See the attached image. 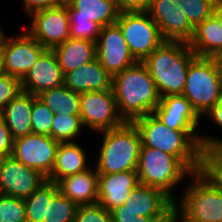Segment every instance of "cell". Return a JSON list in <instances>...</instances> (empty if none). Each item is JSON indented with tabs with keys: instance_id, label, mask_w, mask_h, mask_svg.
<instances>
[{
	"instance_id": "12",
	"label": "cell",
	"mask_w": 222,
	"mask_h": 222,
	"mask_svg": "<svg viewBox=\"0 0 222 222\" xmlns=\"http://www.w3.org/2000/svg\"><path fill=\"white\" fill-rule=\"evenodd\" d=\"M58 145L51 136L31 133L13 141L12 156L47 178L53 170Z\"/></svg>"
},
{
	"instance_id": "19",
	"label": "cell",
	"mask_w": 222,
	"mask_h": 222,
	"mask_svg": "<svg viewBox=\"0 0 222 222\" xmlns=\"http://www.w3.org/2000/svg\"><path fill=\"white\" fill-rule=\"evenodd\" d=\"M140 184L136 170L98 174V203L108 211L125 203Z\"/></svg>"
},
{
	"instance_id": "13",
	"label": "cell",
	"mask_w": 222,
	"mask_h": 222,
	"mask_svg": "<svg viewBox=\"0 0 222 222\" xmlns=\"http://www.w3.org/2000/svg\"><path fill=\"white\" fill-rule=\"evenodd\" d=\"M96 58L112 77L137 63L117 24L101 27L96 41Z\"/></svg>"
},
{
	"instance_id": "36",
	"label": "cell",
	"mask_w": 222,
	"mask_h": 222,
	"mask_svg": "<svg viewBox=\"0 0 222 222\" xmlns=\"http://www.w3.org/2000/svg\"><path fill=\"white\" fill-rule=\"evenodd\" d=\"M74 222H112V216L99 203L79 205Z\"/></svg>"
},
{
	"instance_id": "45",
	"label": "cell",
	"mask_w": 222,
	"mask_h": 222,
	"mask_svg": "<svg viewBox=\"0 0 222 222\" xmlns=\"http://www.w3.org/2000/svg\"><path fill=\"white\" fill-rule=\"evenodd\" d=\"M179 218V219H178ZM180 220V222H188L186 220H184L178 212H176L175 210H173L172 214H171V218H170V222H178Z\"/></svg>"
},
{
	"instance_id": "24",
	"label": "cell",
	"mask_w": 222,
	"mask_h": 222,
	"mask_svg": "<svg viewBox=\"0 0 222 222\" xmlns=\"http://www.w3.org/2000/svg\"><path fill=\"white\" fill-rule=\"evenodd\" d=\"M52 50L63 75L96 58V42L86 39L69 38Z\"/></svg>"
},
{
	"instance_id": "21",
	"label": "cell",
	"mask_w": 222,
	"mask_h": 222,
	"mask_svg": "<svg viewBox=\"0 0 222 222\" xmlns=\"http://www.w3.org/2000/svg\"><path fill=\"white\" fill-rule=\"evenodd\" d=\"M59 191L78 205H93L98 203V172L90 168L67 176L58 183Z\"/></svg>"
},
{
	"instance_id": "40",
	"label": "cell",
	"mask_w": 222,
	"mask_h": 222,
	"mask_svg": "<svg viewBox=\"0 0 222 222\" xmlns=\"http://www.w3.org/2000/svg\"><path fill=\"white\" fill-rule=\"evenodd\" d=\"M120 12L147 11L151 0H114Z\"/></svg>"
},
{
	"instance_id": "16",
	"label": "cell",
	"mask_w": 222,
	"mask_h": 222,
	"mask_svg": "<svg viewBox=\"0 0 222 222\" xmlns=\"http://www.w3.org/2000/svg\"><path fill=\"white\" fill-rule=\"evenodd\" d=\"M174 201L162 190L139 184L125 203L111 211H132L138 216L152 217L157 222H170Z\"/></svg>"
},
{
	"instance_id": "31",
	"label": "cell",
	"mask_w": 222,
	"mask_h": 222,
	"mask_svg": "<svg viewBox=\"0 0 222 222\" xmlns=\"http://www.w3.org/2000/svg\"><path fill=\"white\" fill-rule=\"evenodd\" d=\"M79 205L60 191L48 202L47 220L44 222H74Z\"/></svg>"
},
{
	"instance_id": "27",
	"label": "cell",
	"mask_w": 222,
	"mask_h": 222,
	"mask_svg": "<svg viewBox=\"0 0 222 222\" xmlns=\"http://www.w3.org/2000/svg\"><path fill=\"white\" fill-rule=\"evenodd\" d=\"M37 98L55 114L80 115V94L64 84L41 92Z\"/></svg>"
},
{
	"instance_id": "22",
	"label": "cell",
	"mask_w": 222,
	"mask_h": 222,
	"mask_svg": "<svg viewBox=\"0 0 222 222\" xmlns=\"http://www.w3.org/2000/svg\"><path fill=\"white\" fill-rule=\"evenodd\" d=\"M32 106L33 95L22 90L0 113L1 119L8 127L13 140L32 133Z\"/></svg>"
},
{
	"instance_id": "38",
	"label": "cell",
	"mask_w": 222,
	"mask_h": 222,
	"mask_svg": "<svg viewBox=\"0 0 222 222\" xmlns=\"http://www.w3.org/2000/svg\"><path fill=\"white\" fill-rule=\"evenodd\" d=\"M206 116L220 128L222 127V99L208 111ZM199 136L201 147L222 145V139H213V137L211 138L210 136Z\"/></svg>"
},
{
	"instance_id": "32",
	"label": "cell",
	"mask_w": 222,
	"mask_h": 222,
	"mask_svg": "<svg viewBox=\"0 0 222 222\" xmlns=\"http://www.w3.org/2000/svg\"><path fill=\"white\" fill-rule=\"evenodd\" d=\"M177 3L191 25L196 28L205 19L213 15L217 2L215 0H177Z\"/></svg>"
},
{
	"instance_id": "7",
	"label": "cell",
	"mask_w": 222,
	"mask_h": 222,
	"mask_svg": "<svg viewBox=\"0 0 222 222\" xmlns=\"http://www.w3.org/2000/svg\"><path fill=\"white\" fill-rule=\"evenodd\" d=\"M191 177L193 181L186 187L179 206L174 202V210L188 222H222V191L197 172Z\"/></svg>"
},
{
	"instance_id": "11",
	"label": "cell",
	"mask_w": 222,
	"mask_h": 222,
	"mask_svg": "<svg viewBox=\"0 0 222 222\" xmlns=\"http://www.w3.org/2000/svg\"><path fill=\"white\" fill-rule=\"evenodd\" d=\"M0 42L3 50L5 74L20 80L36 64L46 50L28 32L19 36H7L1 29Z\"/></svg>"
},
{
	"instance_id": "30",
	"label": "cell",
	"mask_w": 222,
	"mask_h": 222,
	"mask_svg": "<svg viewBox=\"0 0 222 222\" xmlns=\"http://www.w3.org/2000/svg\"><path fill=\"white\" fill-rule=\"evenodd\" d=\"M83 127L80 115H66L58 112L54 115L51 137L58 142H72Z\"/></svg>"
},
{
	"instance_id": "29",
	"label": "cell",
	"mask_w": 222,
	"mask_h": 222,
	"mask_svg": "<svg viewBox=\"0 0 222 222\" xmlns=\"http://www.w3.org/2000/svg\"><path fill=\"white\" fill-rule=\"evenodd\" d=\"M197 173L212 187L222 191V145L200 148Z\"/></svg>"
},
{
	"instance_id": "43",
	"label": "cell",
	"mask_w": 222,
	"mask_h": 222,
	"mask_svg": "<svg viewBox=\"0 0 222 222\" xmlns=\"http://www.w3.org/2000/svg\"><path fill=\"white\" fill-rule=\"evenodd\" d=\"M218 70L222 73V47L210 56Z\"/></svg>"
},
{
	"instance_id": "1",
	"label": "cell",
	"mask_w": 222,
	"mask_h": 222,
	"mask_svg": "<svg viewBox=\"0 0 222 222\" xmlns=\"http://www.w3.org/2000/svg\"><path fill=\"white\" fill-rule=\"evenodd\" d=\"M112 89L119 115L125 122L151 114L161 97L147 67L142 62L113 76Z\"/></svg>"
},
{
	"instance_id": "48",
	"label": "cell",
	"mask_w": 222,
	"mask_h": 222,
	"mask_svg": "<svg viewBox=\"0 0 222 222\" xmlns=\"http://www.w3.org/2000/svg\"><path fill=\"white\" fill-rule=\"evenodd\" d=\"M217 3H222V0H215Z\"/></svg>"
},
{
	"instance_id": "17",
	"label": "cell",
	"mask_w": 222,
	"mask_h": 222,
	"mask_svg": "<svg viewBox=\"0 0 222 222\" xmlns=\"http://www.w3.org/2000/svg\"><path fill=\"white\" fill-rule=\"evenodd\" d=\"M20 81L21 89L34 96L63 85L64 75L53 50L46 49Z\"/></svg>"
},
{
	"instance_id": "10",
	"label": "cell",
	"mask_w": 222,
	"mask_h": 222,
	"mask_svg": "<svg viewBox=\"0 0 222 222\" xmlns=\"http://www.w3.org/2000/svg\"><path fill=\"white\" fill-rule=\"evenodd\" d=\"M28 33L45 49H54L70 38L68 6L58 3L32 13Z\"/></svg>"
},
{
	"instance_id": "25",
	"label": "cell",
	"mask_w": 222,
	"mask_h": 222,
	"mask_svg": "<svg viewBox=\"0 0 222 222\" xmlns=\"http://www.w3.org/2000/svg\"><path fill=\"white\" fill-rule=\"evenodd\" d=\"M85 151L76 142H59L56 160L47 180L58 183L61 179L88 169Z\"/></svg>"
},
{
	"instance_id": "15",
	"label": "cell",
	"mask_w": 222,
	"mask_h": 222,
	"mask_svg": "<svg viewBox=\"0 0 222 222\" xmlns=\"http://www.w3.org/2000/svg\"><path fill=\"white\" fill-rule=\"evenodd\" d=\"M156 22L165 41L189 43L195 28L180 8L177 0H151L146 11Z\"/></svg>"
},
{
	"instance_id": "34",
	"label": "cell",
	"mask_w": 222,
	"mask_h": 222,
	"mask_svg": "<svg viewBox=\"0 0 222 222\" xmlns=\"http://www.w3.org/2000/svg\"><path fill=\"white\" fill-rule=\"evenodd\" d=\"M0 222H27L24 199L0 194Z\"/></svg>"
},
{
	"instance_id": "8",
	"label": "cell",
	"mask_w": 222,
	"mask_h": 222,
	"mask_svg": "<svg viewBox=\"0 0 222 222\" xmlns=\"http://www.w3.org/2000/svg\"><path fill=\"white\" fill-rule=\"evenodd\" d=\"M116 24L137 62H143L165 41L158 25L146 11L120 12Z\"/></svg>"
},
{
	"instance_id": "47",
	"label": "cell",
	"mask_w": 222,
	"mask_h": 222,
	"mask_svg": "<svg viewBox=\"0 0 222 222\" xmlns=\"http://www.w3.org/2000/svg\"><path fill=\"white\" fill-rule=\"evenodd\" d=\"M57 3L66 4L69 3L70 0H56Z\"/></svg>"
},
{
	"instance_id": "33",
	"label": "cell",
	"mask_w": 222,
	"mask_h": 222,
	"mask_svg": "<svg viewBox=\"0 0 222 222\" xmlns=\"http://www.w3.org/2000/svg\"><path fill=\"white\" fill-rule=\"evenodd\" d=\"M55 113L33 95L31 112L32 133L51 136V127Z\"/></svg>"
},
{
	"instance_id": "3",
	"label": "cell",
	"mask_w": 222,
	"mask_h": 222,
	"mask_svg": "<svg viewBox=\"0 0 222 222\" xmlns=\"http://www.w3.org/2000/svg\"><path fill=\"white\" fill-rule=\"evenodd\" d=\"M196 56L189 43L164 41L142 62L161 98L183 93L190 62Z\"/></svg>"
},
{
	"instance_id": "44",
	"label": "cell",
	"mask_w": 222,
	"mask_h": 222,
	"mask_svg": "<svg viewBox=\"0 0 222 222\" xmlns=\"http://www.w3.org/2000/svg\"><path fill=\"white\" fill-rule=\"evenodd\" d=\"M213 16L218 20L220 26L222 27V3H216Z\"/></svg>"
},
{
	"instance_id": "5",
	"label": "cell",
	"mask_w": 222,
	"mask_h": 222,
	"mask_svg": "<svg viewBox=\"0 0 222 222\" xmlns=\"http://www.w3.org/2000/svg\"><path fill=\"white\" fill-rule=\"evenodd\" d=\"M182 95L200 118L222 99V73L210 57L190 62Z\"/></svg>"
},
{
	"instance_id": "37",
	"label": "cell",
	"mask_w": 222,
	"mask_h": 222,
	"mask_svg": "<svg viewBox=\"0 0 222 222\" xmlns=\"http://www.w3.org/2000/svg\"><path fill=\"white\" fill-rule=\"evenodd\" d=\"M21 91V81L19 78L7 74L0 76V113Z\"/></svg>"
},
{
	"instance_id": "46",
	"label": "cell",
	"mask_w": 222,
	"mask_h": 222,
	"mask_svg": "<svg viewBox=\"0 0 222 222\" xmlns=\"http://www.w3.org/2000/svg\"><path fill=\"white\" fill-rule=\"evenodd\" d=\"M4 74H5V70H4L3 50H2V45L0 42V76Z\"/></svg>"
},
{
	"instance_id": "35",
	"label": "cell",
	"mask_w": 222,
	"mask_h": 222,
	"mask_svg": "<svg viewBox=\"0 0 222 222\" xmlns=\"http://www.w3.org/2000/svg\"><path fill=\"white\" fill-rule=\"evenodd\" d=\"M101 26L94 21L70 18V38L96 42Z\"/></svg>"
},
{
	"instance_id": "28",
	"label": "cell",
	"mask_w": 222,
	"mask_h": 222,
	"mask_svg": "<svg viewBox=\"0 0 222 222\" xmlns=\"http://www.w3.org/2000/svg\"><path fill=\"white\" fill-rule=\"evenodd\" d=\"M58 192V184L47 180L28 198L24 199L27 222H44L47 220L48 202Z\"/></svg>"
},
{
	"instance_id": "6",
	"label": "cell",
	"mask_w": 222,
	"mask_h": 222,
	"mask_svg": "<svg viewBox=\"0 0 222 222\" xmlns=\"http://www.w3.org/2000/svg\"><path fill=\"white\" fill-rule=\"evenodd\" d=\"M136 171L140 184L162 190L174 202L173 187L193 174L175 156L150 147H141Z\"/></svg>"
},
{
	"instance_id": "26",
	"label": "cell",
	"mask_w": 222,
	"mask_h": 222,
	"mask_svg": "<svg viewBox=\"0 0 222 222\" xmlns=\"http://www.w3.org/2000/svg\"><path fill=\"white\" fill-rule=\"evenodd\" d=\"M189 46L198 57H210L222 47V27L213 15L195 28Z\"/></svg>"
},
{
	"instance_id": "4",
	"label": "cell",
	"mask_w": 222,
	"mask_h": 222,
	"mask_svg": "<svg viewBox=\"0 0 222 222\" xmlns=\"http://www.w3.org/2000/svg\"><path fill=\"white\" fill-rule=\"evenodd\" d=\"M100 133L103 141L95 166L98 174L137 170L142 141L134 123L125 122L118 128Z\"/></svg>"
},
{
	"instance_id": "20",
	"label": "cell",
	"mask_w": 222,
	"mask_h": 222,
	"mask_svg": "<svg viewBox=\"0 0 222 222\" xmlns=\"http://www.w3.org/2000/svg\"><path fill=\"white\" fill-rule=\"evenodd\" d=\"M113 77L101 66L95 58L64 74L63 84L69 89L81 94L85 92L112 90Z\"/></svg>"
},
{
	"instance_id": "41",
	"label": "cell",
	"mask_w": 222,
	"mask_h": 222,
	"mask_svg": "<svg viewBox=\"0 0 222 222\" xmlns=\"http://www.w3.org/2000/svg\"><path fill=\"white\" fill-rule=\"evenodd\" d=\"M112 222H157L152 217L138 216L132 211H110Z\"/></svg>"
},
{
	"instance_id": "18",
	"label": "cell",
	"mask_w": 222,
	"mask_h": 222,
	"mask_svg": "<svg viewBox=\"0 0 222 222\" xmlns=\"http://www.w3.org/2000/svg\"><path fill=\"white\" fill-rule=\"evenodd\" d=\"M152 114L167 127L179 131H196L201 120L182 94L162 97Z\"/></svg>"
},
{
	"instance_id": "14",
	"label": "cell",
	"mask_w": 222,
	"mask_h": 222,
	"mask_svg": "<svg viewBox=\"0 0 222 222\" xmlns=\"http://www.w3.org/2000/svg\"><path fill=\"white\" fill-rule=\"evenodd\" d=\"M45 181L42 173L12 155L0 158V194L26 199Z\"/></svg>"
},
{
	"instance_id": "9",
	"label": "cell",
	"mask_w": 222,
	"mask_h": 222,
	"mask_svg": "<svg viewBox=\"0 0 222 222\" xmlns=\"http://www.w3.org/2000/svg\"><path fill=\"white\" fill-rule=\"evenodd\" d=\"M80 118L83 127L96 132L115 129L125 123L119 115L113 89L81 93Z\"/></svg>"
},
{
	"instance_id": "42",
	"label": "cell",
	"mask_w": 222,
	"mask_h": 222,
	"mask_svg": "<svg viewBox=\"0 0 222 222\" xmlns=\"http://www.w3.org/2000/svg\"><path fill=\"white\" fill-rule=\"evenodd\" d=\"M23 2L28 16L36 11L48 9L58 4L56 0H23Z\"/></svg>"
},
{
	"instance_id": "23",
	"label": "cell",
	"mask_w": 222,
	"mask_h": 222,
	"mask_svg": "<svg viewBox=\"0 0 222 222\" xmlns=\"http://www.w3.org/2000/svg\"><path fill=\"white\" fill-rule=\"evenodd\" d=\"M69 18L91 20L101 27L116 24L120 15L114 0H70Z\"/></svg>"
},
{
	"instance_id": "39",
	"label": "cell",
	"mask_w": 222,
	"mask_h": 222,
	"mask_svg": "<svg viewBox=\"0 0 222 222\" xmlns=\"http://www.w3.org/2000/svg\"><path fill=\"white\" fill-rule=\"evenodd\" d=\"M13 141L8 127L0 118V158L12 155Z\"/></svg>"
},
{
	"instance_id": "2",
	"label": "cell",
	"mask_w": 222,
	"mask_h": 222,
	"mask_svg": "<svg viewBox=\"0 0 222 222\" xmlns=\"http://www.w3.org/2000/svg\"><path fill=\"white\" fill-rule=\"evenodd\" d=\"M138 128L142 147L161 150L178 158L192 173L199 168L200 136L196 131H179L167 127L152 113L133 121Z\"/></svg>"
}]
</instances>
